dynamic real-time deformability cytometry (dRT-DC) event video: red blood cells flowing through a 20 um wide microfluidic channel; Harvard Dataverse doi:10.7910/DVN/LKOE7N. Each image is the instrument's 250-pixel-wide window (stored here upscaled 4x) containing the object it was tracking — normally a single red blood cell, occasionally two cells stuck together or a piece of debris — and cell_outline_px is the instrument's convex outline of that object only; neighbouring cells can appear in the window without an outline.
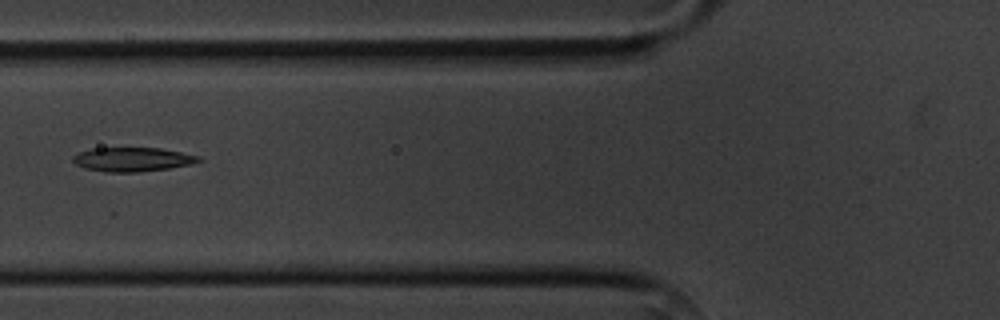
{"species": "common noctule bat (a hibernating species)", "species_latin": "Nyctalus noctula", "temperature_condition": "cold", "stored_images_in_passage": 6, "camera_frame_rate_fps": 3000, "um_per_image_px": 0.085, "animal": {"sex": "male", "body_mass_g": 20.1, "forearm_length_mm": 53.5}, "frame": {"image": 1, "passage_image": 5, "time_ms": 5.0, "image_size_px": [1000, 320], "cell_outline_px": [[204, 160], [192, 164], [168, 168], [136, 172], [104, 172], [84, 168], [76, 164], [72, 160], [72, 156], [76, 152], [92, 148], [160, 148], [200, 156]], "centroid_in_image_um": [11.23, 13.54], "position_along_channel_um": 114.6, "area_um2": 17.74}}
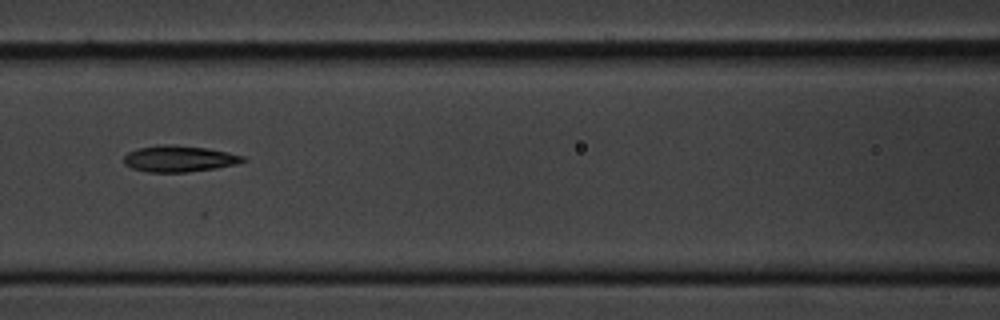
{"frame": {"image": 2, "passage_image": 6, "time_ms": 6.0, "image_size_px": [1000, 320], "cell_outline_px": [[248, 160], [236, 164], [216, 168], [188, 172], [148, 172], [132, 168], [124, 164], [124, 156], [128, 152], [140, 148], [160, 144], [168, 144], [208, 148], [228, 152], [244, 156]], "centroid_in_image_um": [15.24, 13.49], "position_along_channel_um": 151.4, "area_um2": 18.26}}